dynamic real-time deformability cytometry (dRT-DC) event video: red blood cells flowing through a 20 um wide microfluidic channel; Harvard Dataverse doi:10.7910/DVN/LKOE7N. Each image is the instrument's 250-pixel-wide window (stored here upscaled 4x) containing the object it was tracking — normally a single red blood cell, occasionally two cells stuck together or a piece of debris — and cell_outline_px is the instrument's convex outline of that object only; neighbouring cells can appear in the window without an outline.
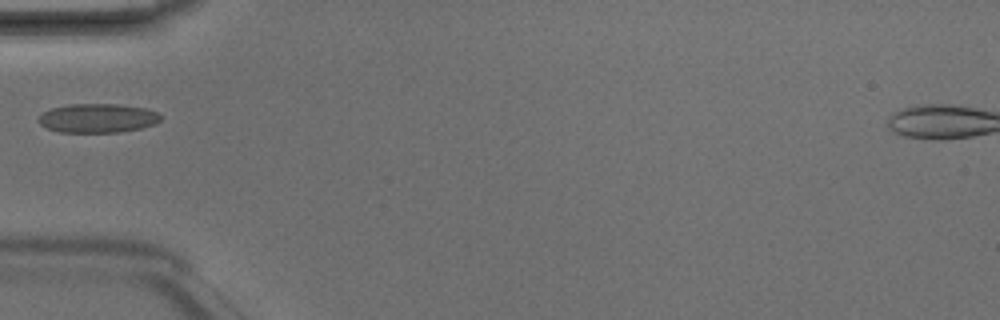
{"species": "Egyptian fruit bat (a non-hibernating species)", "species_latin": "Rousettus aegyptiacus", "temperature_condition": "room temperature", "stored_images_in_passage": 4, "camera_frame_rate_fps": 3000, "um_per_image_px": 0.085, "animal": {"sex": "male"}, "frame": {"image": 1, "passage_image": 4, "time_ms": 1.0, "image_size_px": [1000, 320], "cell_outline_px": [[160, 120], [156, 124], [140, 128], [120, 132], [60, 132], [48, 128], [40, 124], [36, 120], [44, 112], [52, 108], [68, 104], [116, 104], [144, 108], [156, 112], [160, 116]], "centroid_in_image_um": [8.29, 10.04], "position_along_channel_um": 76.7, "area_um2": 20.52}}